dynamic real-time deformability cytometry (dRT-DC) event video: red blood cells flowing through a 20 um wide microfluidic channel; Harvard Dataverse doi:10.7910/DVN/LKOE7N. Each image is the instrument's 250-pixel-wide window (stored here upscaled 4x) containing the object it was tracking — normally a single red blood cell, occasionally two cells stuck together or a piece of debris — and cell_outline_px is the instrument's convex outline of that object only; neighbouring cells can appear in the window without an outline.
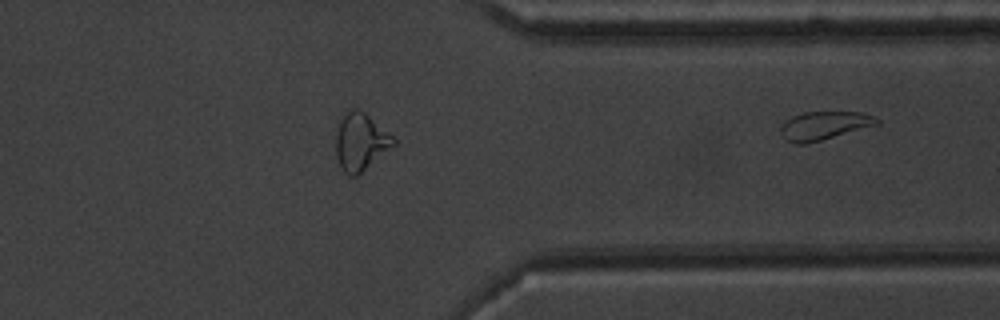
{"species": "common noctule bat (a hibernating species)", "species_latin": "Nyctalus noctula", "temperature_condition": "warm", "stored_images_in_passage": 42, "segment_of_instrument_passage": [2, 2], "camera_frame_rate_fps": 3000, "um_per_image_px": 0.085, "animal": {"sex": "male", "body_mass_g": 20.1, "forearm_length_mm": 53.5}, "frame": {"image": 1, "passage_image": 42, "time_ms": 13.667, "image_size_px": [1000, 320], "cell_outline_px": [[880, 124], [820, 140], [804, 144], [792, 144], [780, 132], [780, 128], [784, 120], [792, 116], [804, 112], [864, 112], [876, 116], [880, 120]], "centroid_in_image_um": [70.07, 10.66], "position_along_channel_um": 341.3, "area_um2": 15.95}}